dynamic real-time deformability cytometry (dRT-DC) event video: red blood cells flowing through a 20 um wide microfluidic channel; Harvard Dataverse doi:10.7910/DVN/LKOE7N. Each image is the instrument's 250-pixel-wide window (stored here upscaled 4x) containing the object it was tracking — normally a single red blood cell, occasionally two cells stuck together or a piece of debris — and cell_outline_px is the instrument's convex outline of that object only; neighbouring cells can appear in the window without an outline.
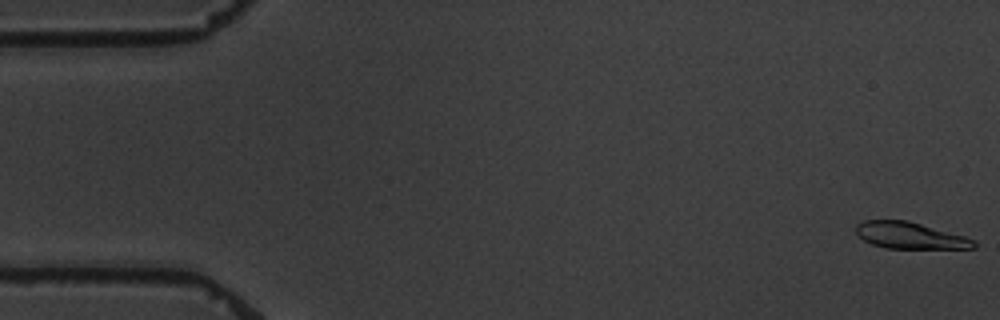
{"species": "common noctule bat (a hibernating species)", "species_latin": "Nyctalus noctula", "temperature_condition": "warm", "stored_images_in_passage": 6, "camera_frame_rate_fps": 3000, "um_per_image_px": 0.085, "animal": {"sex": "male", "body_mass_g": 19.5, "forearm_length_mm": 54.6}, "frame": {"image": 1, "passage_image": 1, "time_ms": 0.0, "image_size_px": [1000, 320], "cell_outline_px": [[976, 248], [888, 248], [872, 244], [864, 240], [856, 232], [856, 224], [864, 220], [908, 220], [964, 236], [976, 240]], "centroid_in_image_um": [77.35, 20.01], "position_along_channel_um": 7.6, "area_um2": 18.09}}